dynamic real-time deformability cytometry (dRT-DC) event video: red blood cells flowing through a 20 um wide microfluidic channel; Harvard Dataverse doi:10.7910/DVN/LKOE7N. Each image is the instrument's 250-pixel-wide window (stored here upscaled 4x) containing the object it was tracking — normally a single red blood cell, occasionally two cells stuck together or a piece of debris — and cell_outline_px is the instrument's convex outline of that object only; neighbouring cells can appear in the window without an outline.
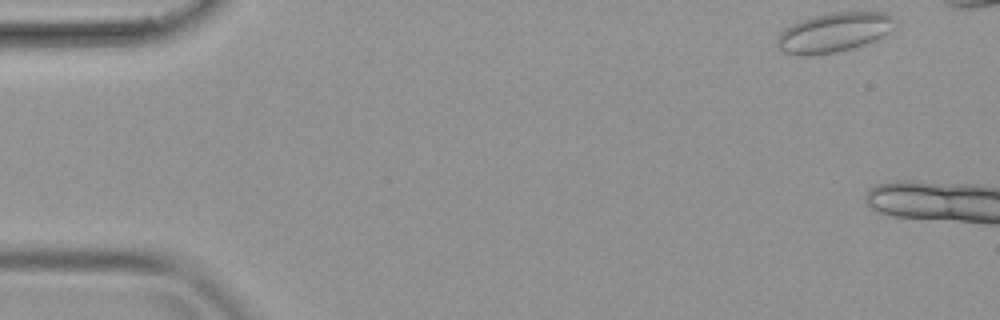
{"species": "common noctule bat (a hibernating species)", "species_latin": "Nyctalus noctula", "temperature_condition": "warm", "stored_images_in_passage": 6, "camera_frame_rate_fps": 3000, "um_per_image_px": 0.085, "animal": {"sex": "female", "body_mass_g": 19.9}, "frame": {"image": 1, "passage_image": 1, "time_ms": 0.0, "image_size_px": [1000, 320], "cell_outline_px": [[900, 20], [888, 32], [876, 40], [852, 48], [836, 52], [812, 56], [796, 56], [784, 52], [776, 44], [776, 36], [780, 32], [792, 24], [800, 20], [812, 16], [832, 12], [892, 12]], "centroid_in_image_um": [70.92, 2.75], "position_along_channel_um": 14.1, "area_um2": 27.69}}